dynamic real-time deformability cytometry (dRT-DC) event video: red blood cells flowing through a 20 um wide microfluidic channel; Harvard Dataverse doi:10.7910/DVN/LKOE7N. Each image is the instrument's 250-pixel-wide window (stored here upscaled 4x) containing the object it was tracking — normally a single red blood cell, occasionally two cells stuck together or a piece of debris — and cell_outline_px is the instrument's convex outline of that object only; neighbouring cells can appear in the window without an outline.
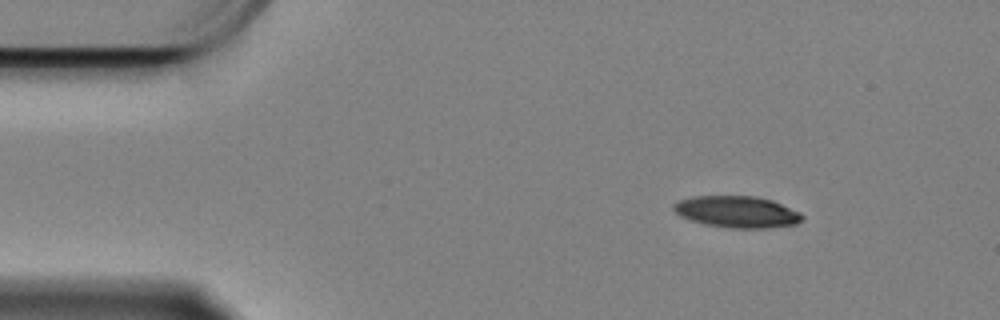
{"species": "Egyptian fruit bat (a non-hibernating species)", "species_latin": "Rousettus aegyptiacus", "temperature_condition": "cold", "stored_images_in_passage": 52, "camera_frame_rate_fps": 3000, "um_per_image_px": 0.085, "animal": {"sex": "female"}, "frame": {"image": 1, "passage_image": 1, "time_ms": 0.0, "image_size_px": [1000, 320], "cell_outline_px": [[804, 216], [796, 224], [764, 228], [732, 228], [704, 224], [680, 216], [672, 208], [672, 204], [680, 200], [692, 196], [756, 196], [772, 200], [800, 212]], "centroid_in_image_um": [62.63, 18.0], "position_along_channel_um": 22.4, "area_um2": 23.58}}
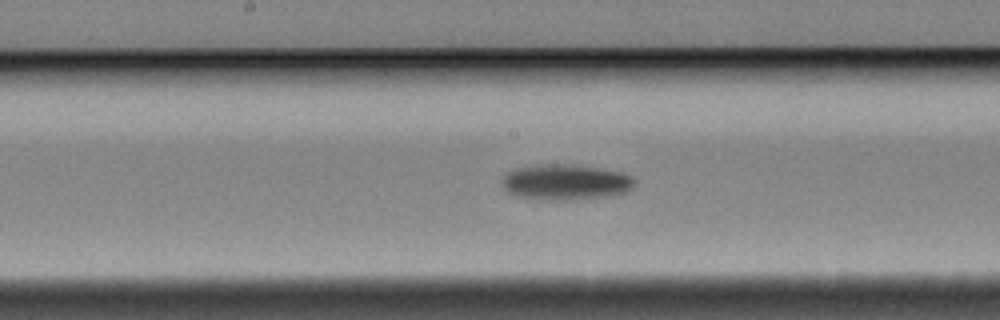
{"frame": {"image": 2, "passage_image": 23, "time_ms": 7.333, "image_size_px": [1000, 320], "cell_outline_px": [[636, 184], [628, 192], [612, 196], [576, 200], [544, 200], [516, 196], [508, 192], [500, 184], [500, 180], [512, 168], [532, 164], [580, 164], [624, 172], [632, 176], [636, 180]], "centroid_in_image_um": [48.1, 15.47], "position_along_channel_um": 200.1, "area_um2": 28.61}}
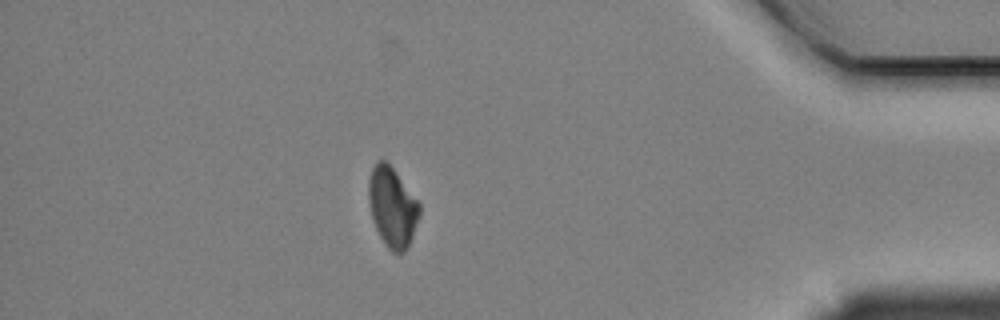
{"frame": {"image": 3, "passage_image": 45, "time_ms": 14.667, "image_size_px": [1000, 320], "cell_outline_px": [[420, 212], [412, 236], [404, 252], [392, 252], [384, 244], [372, 220], [368, 200], [368, 180], [372, 168], [376, 160], [384, 160], [396, 172], [420, 204]], "centroid_in_image_um": [33.31, 17.59], "position_along_channel_um": 401.9, "area_um2": 23.41}, "authors_computed_cell_mechanics": {"area_um2": 25.3164, "velocity_mm_per_s": 3.3296, "shape_relaxation_time_tau1_ms": 2.8755, "shape_relaxation_time_tau2_ms": null, "deformation_change_tau1": 0.107, "deformation_change_tau2": null}}